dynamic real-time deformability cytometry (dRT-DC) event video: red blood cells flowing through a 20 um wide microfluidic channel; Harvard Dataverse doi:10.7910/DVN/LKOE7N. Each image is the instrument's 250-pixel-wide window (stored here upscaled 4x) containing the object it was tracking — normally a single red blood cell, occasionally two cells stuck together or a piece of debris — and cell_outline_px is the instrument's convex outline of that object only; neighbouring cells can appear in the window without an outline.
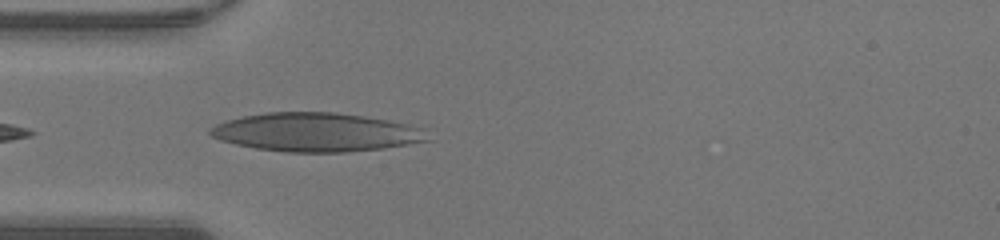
{"species": "human", "species_latin": "Homo sapiens", "temperature_condition": "warm", "stored_images_in_passage": 29, "camera_frame_rate_fps": 3000, "um_per_image_px": 0.085, "donor": {"sex": "male"}, "frame": {"image": 1, "passage_image": 1, "time_ms": 0.0, "image_size_px": [1000, 240], "cell_outline_px": [[432, 140], [384, 148], [344, 152], [288, 152], [256, 148], [236, 144], [220, 140], [212, 136], [208, 132], [208, 128], [224, 120], [244, 116], [268, 112], [336, 112], [364, 116], [388, 120], [408, 124], [420, 128]], "centroid_in_image_um": [26.84, 11.23], "position_along_channel_um": 58.2, "area_um2": 48.96}}
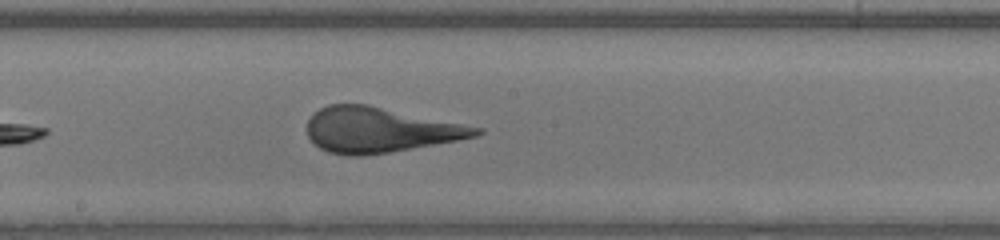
{"frame": {"image": 2, "passage_image": 12, "time_ms": 3.667, "image_size_px": [1000, 240], "cell_outline_px": [[484, 132], [476, 136], [456, 140], [388, 152], [360, 156], [348, 156], [328, 152], [320, 148], [308, 136], [308, 120], [312, 112], [328, 104], [368, 104], [484, 128]], "centroid_in_image_um": [32.26, 11.03], "position_along_channel_um": 215.9, "area_um2": 44.22}}
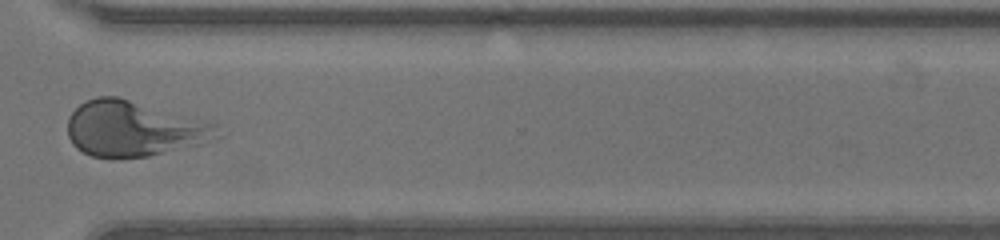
{"frame": {"image": 3, "passage_image": 22, "time_ms": 7.0, "image_size_px": [1000, 240], "cell_outline_px": [[224, 136], [200, 144], [148, 156], [116, 160], [112, 160], [92, 156], [76, 148], [72, 144], [68, 136], [68, 116], [80, 104], [96, 96], [120, 96], [216, 124]], "centroid_in_image_um": [11.36, 10.96], "position_along_channel_um": 359.2, "area_um2": 48.9}}